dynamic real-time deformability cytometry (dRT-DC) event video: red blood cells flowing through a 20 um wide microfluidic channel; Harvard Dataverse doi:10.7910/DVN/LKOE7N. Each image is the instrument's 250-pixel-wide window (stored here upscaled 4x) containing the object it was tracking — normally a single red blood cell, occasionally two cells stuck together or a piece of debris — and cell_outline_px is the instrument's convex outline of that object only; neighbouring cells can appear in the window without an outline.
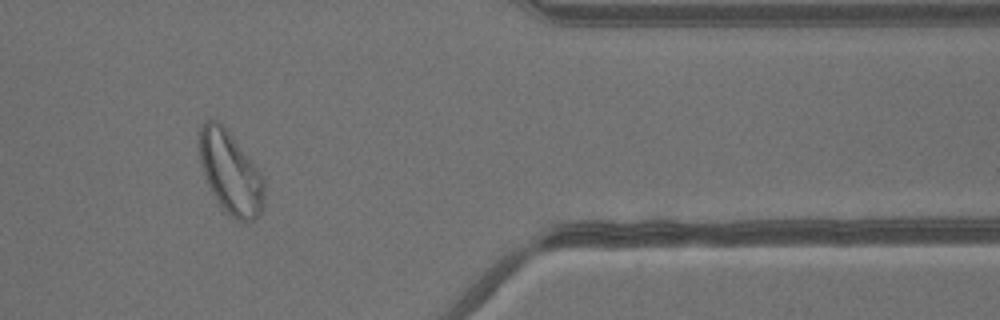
{"species": "common noctule bat (a hibernating species)", "species_latin": "Nyctalus noctula", "temperature_condition": "warm", "stored_images_in_passage": 40, "camera_frame_rate_fps": 3000, "um_per_image_px": 0.085, "animal": {"sex": "male", "body_mass_g": 13.3}, "frame": {"image": 1, "passage_image": 34, "time_ms": 11.0, "image_size_px": [1000, 320], "cell_outline_px": [[264, 196], [260, 212], [252, 220], [236, 220], [220, 204], [208, 184], [200, 160], [200, 128], [204, 120], [216, 120], [232, 136], [260, 172], [264, 184]], "centroid_in_image_um": [19.58, 14.66], "position_along_channel_um": 391.8, "area_um2": 30.0}}